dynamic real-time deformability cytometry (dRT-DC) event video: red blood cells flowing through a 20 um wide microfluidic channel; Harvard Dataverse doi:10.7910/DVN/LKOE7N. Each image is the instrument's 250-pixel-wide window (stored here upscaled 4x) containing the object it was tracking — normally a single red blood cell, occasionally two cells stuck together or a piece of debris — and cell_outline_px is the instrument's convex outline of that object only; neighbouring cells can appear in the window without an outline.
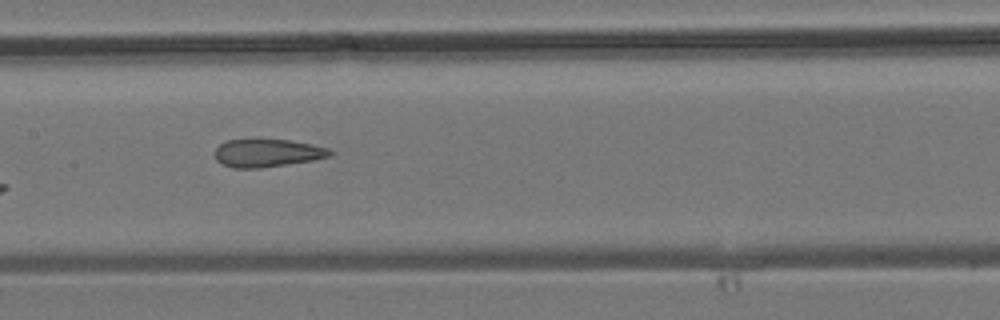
{"species": "common noctule bat (a hibernating species)", "species_latin": "Nyctalus noctula", "temperature_condition": "room temperature", "stored_images_in_passage": 7, "camera_frame_rate_fps": 3000, "um_per_image_px": 0.085, "animal": {"sex": "male", "body_mass_g": 19.2, "forearm_length_mm": 51.8}, "frame": {"image": 1, "passage_image": 6, "time_ms": 6.0, "image_size_px": [1000, 320], "cell_outline_px": [[336, 152], [332, 156], [312, 160], [260, 168], [232, 168], [216, 160], [216, 148], [220, 144], [228, 140], [256, 136], [292, 140], [312, 144], [328, 148]], "centroid_in_image_um": [22.74, 12.95], "position_along_channel_um": 184.7, "area_um2": 19.54}}
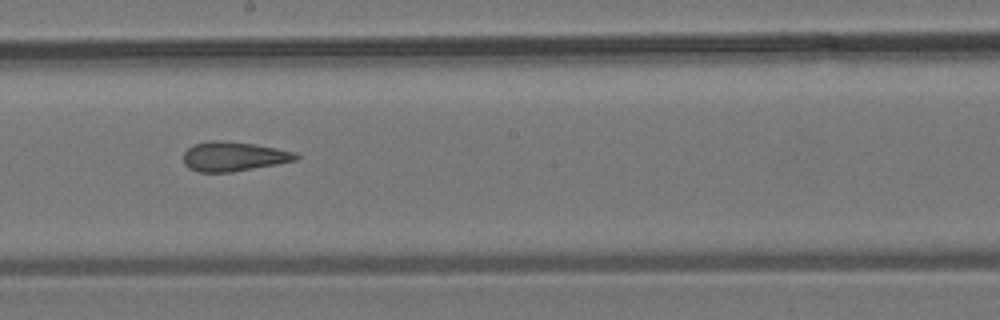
{"frame": {"image": 2, "passage_image": 7, "time_ms": 7.0, "image_size_px": [1000, 320], "cell_outline_px": [[300, 156], [296, 160], [276, 164], [232, 172], [200, 172], [188, 168], [184, 164], [184, 152], [188, 148], [196, 144], [208, 140], [216, 140], [256, 144], [296, 152]], "centroid_in_image_um": [19.86, 13.3], "position_along_channel_um": 228.3, "area_um2": 19.25}}